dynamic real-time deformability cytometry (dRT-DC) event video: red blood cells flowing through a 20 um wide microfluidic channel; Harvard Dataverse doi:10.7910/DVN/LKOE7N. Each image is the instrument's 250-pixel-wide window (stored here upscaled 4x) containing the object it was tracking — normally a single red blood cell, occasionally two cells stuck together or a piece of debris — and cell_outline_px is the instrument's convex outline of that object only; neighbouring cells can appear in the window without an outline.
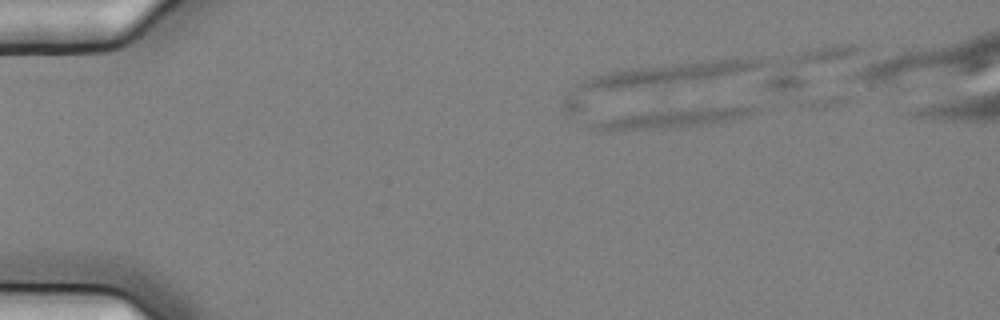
{"species": "common noctule bat (a hibernating species)", "species_latin": "Nyctalus noctula", "temperature_condition": "cold", "stored_images_in_passage": 4, "camera_frame_rate_fps": 3000, "um_per_image_px": 0.085, "animal": {"sex": "female", "body_mass_g": 25.1}, "frame": {"image": 1, "passage_image": 1, "time_ms": 0.0, "image_size_px": [1000, 320], "cell_outline_px": [[760, 112], [748, 116], [728, 120], [680, 128], [608, 132], [604, 132], [588, 128], [604, 120], [624, 116], [652, 112], [692, 108], [756, 104], [760, 108]], "centroid_in_image_um": [57.44, 10.07], "position_along_channel_um": 27.6, "area_um2": 18.09}}